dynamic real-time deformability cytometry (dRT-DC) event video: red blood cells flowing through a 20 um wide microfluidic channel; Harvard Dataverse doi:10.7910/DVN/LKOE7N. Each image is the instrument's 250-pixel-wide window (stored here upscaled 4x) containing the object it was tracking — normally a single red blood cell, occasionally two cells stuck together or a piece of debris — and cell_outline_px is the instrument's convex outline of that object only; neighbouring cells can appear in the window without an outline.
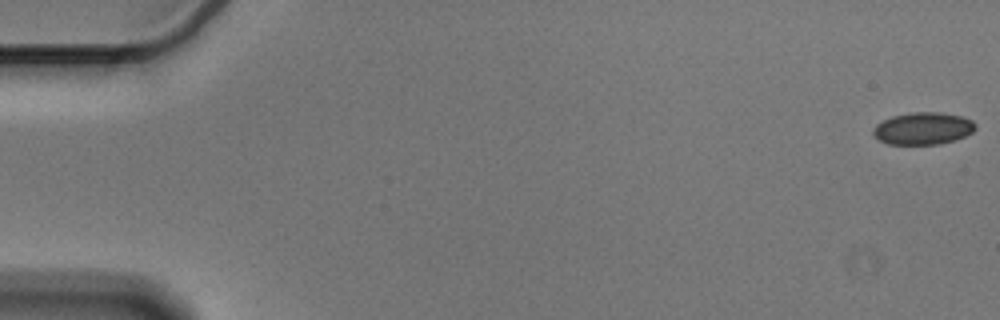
{"species": "Egyptian fruit bat (a non-hibernating species)", "species_latin": "Rousettus aegyptiacus", "temperature_condition": "cold", "stored_images_in_passage": 57, "camera_frame_rate_fps": 3000, "um_per_image_px": 0.085, "animal": {"sex": "male"}, "frame": {"image": 1, "passage_image": 1, "time_ms": 0.0, "image_size_px": [1000, 320], "cell_outline_px": [[976, 128], [972, 132], [956, 140], [940, 144], [888, 144], [880, 140], [872, 132], [872, 128], [876, 124], [892, 116], [912, 112], [940, 112], [960, 116], [972, 120], [976, 124]], "centroid_in_image_um": [78.47, 10.91], "position_along_channel_um": 6.5, "area_um2": 19.19}}
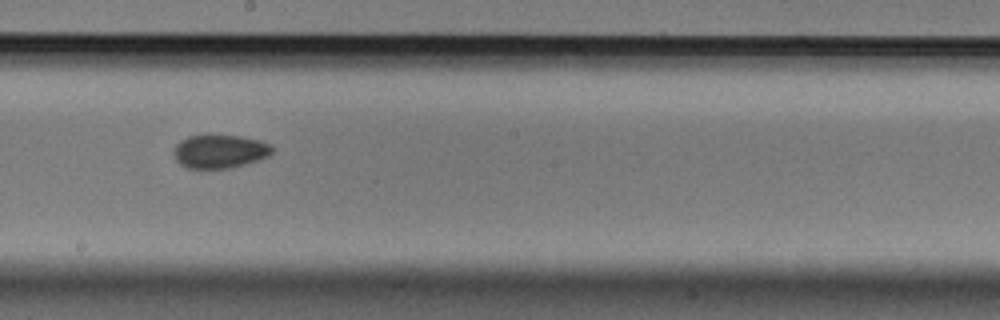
{"frame": {"image": 2, "passage_image": 32, "time_ms": 10.333, "image_size_px": [1000, 320], "cell_outline_px": [[276, 148], [268, 156], [260, 160], [232, 168], [188, 168], [180, 164], [176, 160], [172, 152], [172, 148], [180, 140], [188, 136], [204, 132], [208, 132], [240, 136], [260, 140], [272, 144]], "centroid_in_image_um": [18.67, 12.82], "position_along_channel_um": 229.5, "area_um2": 20.23}}
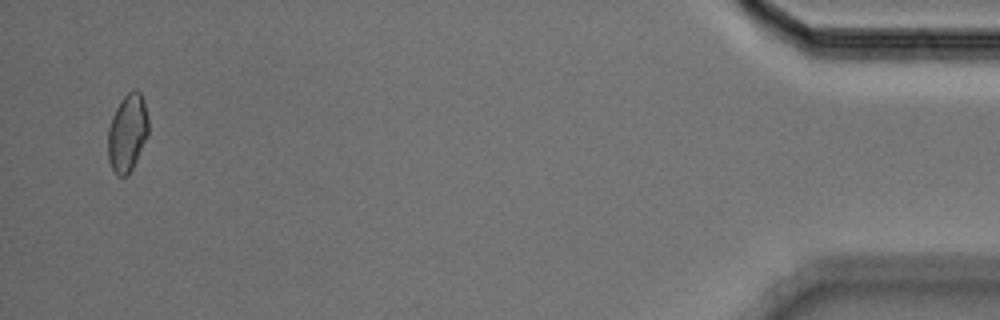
{"frame": {"image": 3, "passage_image": 55, "time_ms": 18.0, "image_size_px": [1000, 320], "cell_outline_px": [[148, 136], [128, 176], [116, 176], [108, 160], [108, 128], [112, 116], [120, 100], [132, 88], [136, 88], [140, 92], [144, 104], [148, 120]], "centroid_in_image_um": [10.82, 11.29], "position_along_channel_um": 424.4, "area_um2": 18.38}, "authors_computed_cell_mechanics": {"area_um2": 19.074, "velocity_mm_per_s": 3.5997, "shape_relaxation_time_tau1_ms": 2.8181, "shape_relaxation_time_tau2_ms": 3.5129, "deformation_change_tau1": 0.0641, "deformation_change_tau2": 0.0698}}